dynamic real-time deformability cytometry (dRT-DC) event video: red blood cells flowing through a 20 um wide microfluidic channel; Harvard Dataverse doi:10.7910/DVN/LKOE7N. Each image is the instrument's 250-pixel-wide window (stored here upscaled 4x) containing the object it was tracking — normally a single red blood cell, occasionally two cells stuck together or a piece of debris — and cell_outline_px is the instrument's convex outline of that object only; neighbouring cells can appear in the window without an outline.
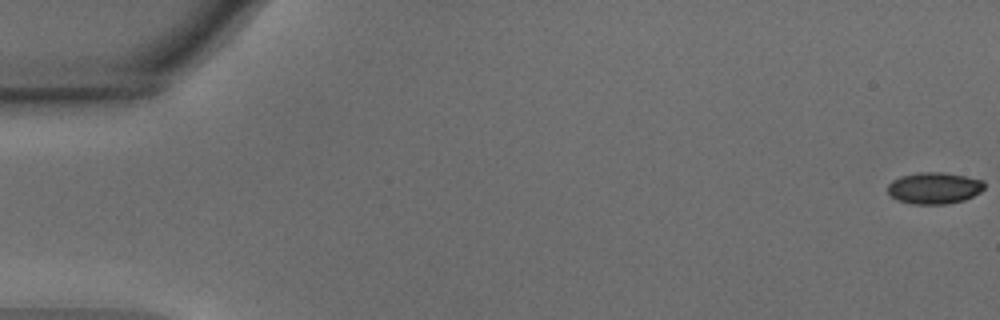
{"species": "common noctule bat (a hibernating species)", "species_latin": "Nyctalus noctula", "temperature_condition": "warm", "stored_images_in_passage": 55, "camera_frame_rate_fps": 3000, "um_per_image_px": 0.085, "animal": {"sex": "male", "body_mass_g": 15.6}, "frame": {"image": 1, "passage_image": 1, "time_ms": 0.0, "image_size_px": [1000, 320], "cell_outline_px": [[984, 188], [980, 192], [964, 200], [948, 204], [912, 204], [900, 200], [892, 196], [888, 192], [888, 184], [892, 180], [900, 176], [916, 172], [944, 172], [984, 180]], "centroid_in_image_um": [79.41, 15.97], "position_along_channel_um": 5.6, "area_um2": 17.8}}
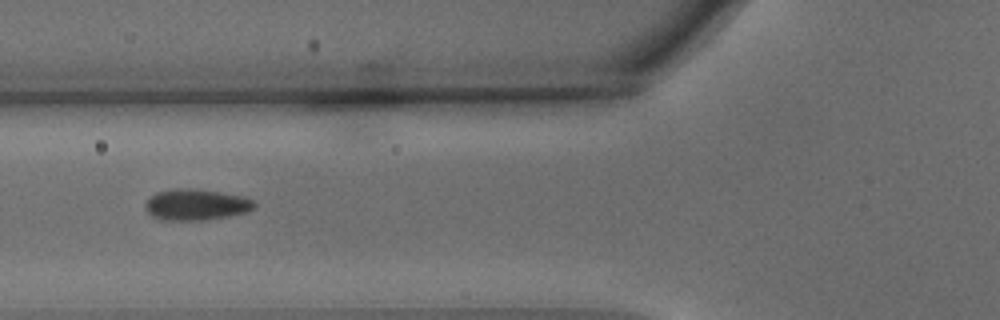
{"frame": {"image": 2, "passage_image": 22, "time_ms": 7.0, "image_size_px": [1000, 320], "cell_outline_px": [[256, 204], [252, 208], [244, 212], [228, 216], [204, 220], [160, 220], [152, 216], [148, 212], [144, 204], [156, 192], [220, 192], [244, 196], [252, 200]], "centroid_in_image_um": [16.69, 17.46], "position_along_channel_um": 109.1, "area_um2": 18.5}}
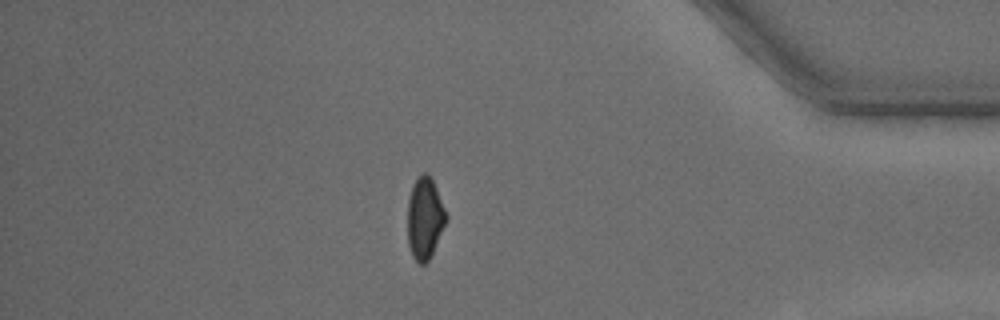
{"frame": {"image": 3, "passage_image": 48, "time_ms": 15.667, "image_size_px": [1000, 320], "cell_outline_px": [[448, 216], [432, 252], [428, 260], [424, 264], [420, 264], [412, 256], [408, 244], [408, 200], [412, 184], [424, 172], [428, 172], [436, 188]], "centroid_in_image_um": [36.09, 18.53], "position_along_channel_um": 399.1, "area_um2": 18.03}, "authors_computed_cell_mechanics": {"area_um2": 18.5538, "velocity_mm_per_s": 3.7344, "shape_relaxation_time_tau1_ms": 3.7489, "shape_relaxation_time_tau2_ms": null, "deformation_change_tau1": 0.126, "deformation_change_tau2": null}}